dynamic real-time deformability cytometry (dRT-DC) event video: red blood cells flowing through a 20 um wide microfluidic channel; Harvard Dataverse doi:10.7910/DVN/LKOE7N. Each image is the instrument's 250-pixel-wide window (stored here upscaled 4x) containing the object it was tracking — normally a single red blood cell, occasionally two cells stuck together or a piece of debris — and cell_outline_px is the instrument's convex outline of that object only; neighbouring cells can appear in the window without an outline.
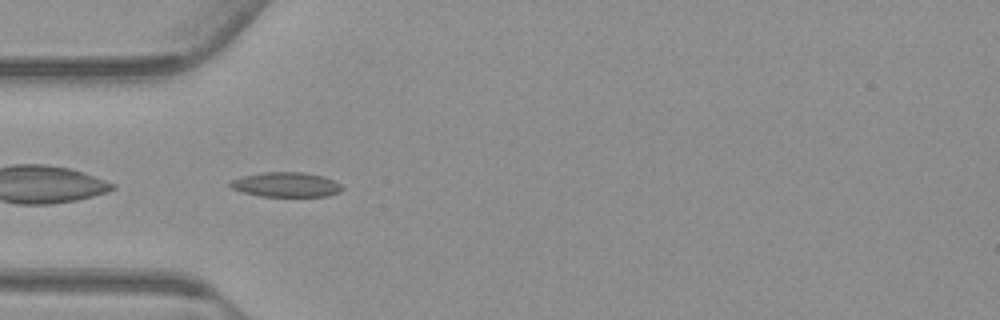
{"species": "common noctule bat (a hibernating species)", "species_latin": "Nyctalus noctula", "temperature_condition": "warm", "stored_images_in_passage": 35, "camera_frame_rate_fps": 3000, "um_per_image_px": 0.085, "animal": {"sex": "male", "body_mass_g": 23.1, "forearm_length_mm": 52.7}, "frame": {"image": 1, "passage_image": 1, "time_ms": 0.0, "image_size_px": [1000, 320], "cell_outline_px": [[344, 188], [340, 192], [328, 196], [260, 196], [244, 192], [232, 188], [228, 184], [232, 180], [244, 176], [264, 172], [304, 172], [324, 176], [340, 184]], "centroid_in_image_um": [24.35, 15.69], "position_along_channel_um": 60.6, "area_um2": 16.01}}
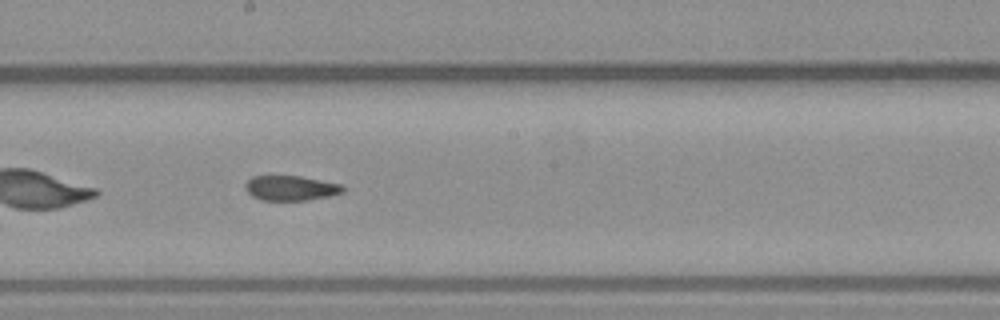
{"frame": {"image": 2, "passage_image": 14, "time_ms": 4.333, "image_size_px": [1000, 320], "cell_outline_px": [[344, 192], [328, 196], [308, 200], [260, 200], [252, 196], [244, 188], [244, 184], [252, 176], [300, 176], [344, 184]], "centroid_in_image_um": [24.72, 15.98], "position_along_channel_um": 223.5, "area_um2": 14.28}}
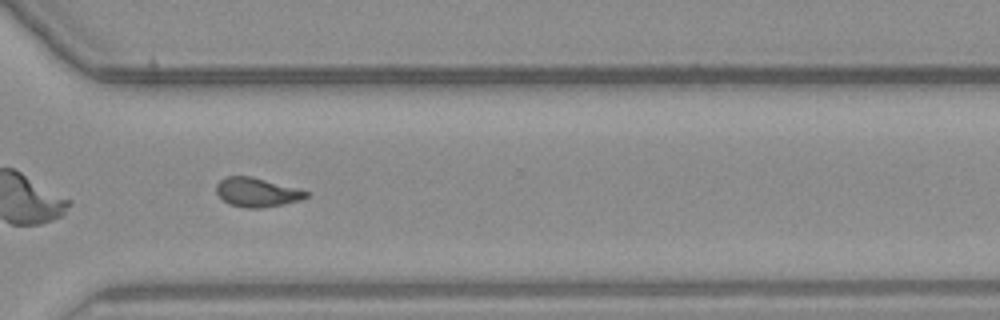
{"frame": {"image": 3, "passage_image": 24, "time_ms": 7.667, "image_size_px": [1000, 320], "cell_outline_px": [[308, 196], [300, 200], [284, 204], [260, 208], [248, 208], [228, 204], [216, 192], [216, 184], [224, 176], [252, 176], [308, 192]], "centroid_in_image_um": [21.79, 16.34], "position_along_channel_um": 348.8, "area_um2": 15.03}, "authors_computed_cell_mechanics": {"area_um2": 15.2592, "velocity_mm_per_s": 3.7664, "shape_relaxation_time_tau1_ms": null, "shape_relaxation_time_tau2_ms": 3.2387, "deformation_change_tau1": null, "deformation_change_tau2": 0.1073}}